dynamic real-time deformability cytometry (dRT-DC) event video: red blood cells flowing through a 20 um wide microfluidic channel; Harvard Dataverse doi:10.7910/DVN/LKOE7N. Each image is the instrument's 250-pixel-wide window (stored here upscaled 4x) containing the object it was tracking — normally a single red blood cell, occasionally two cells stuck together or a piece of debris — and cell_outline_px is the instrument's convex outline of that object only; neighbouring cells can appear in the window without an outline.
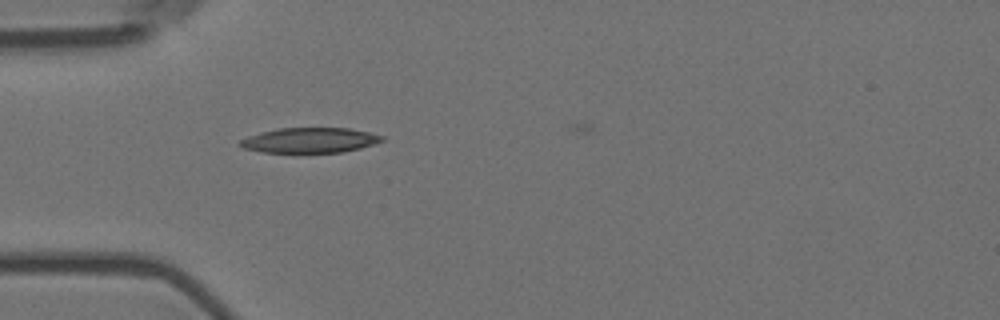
{"species": "Egyptian fruit bat (a non-hibernating species)", "species_latin": "Rousettus aegyptiacus", "temperature_condition": "room temperature", "stored_images_in_passage": 40, "camera_frame_rate_fps": 3000, "um_per_image_px": 0.085, "animal": {"sex": "female"}, "frame": {"image": 1, "passage_image": 1, "time_ms": 0.0, "image_size_px": [1000, 320], "cell_outline_px": [[384, 140], [376, 144], [344, 152], [264, 152], [244, 148], [236, 144], [240, 140], [248, 136], [280, 128], [348, 128], [368, 132], [384, 136]], "centroid_in_image_um": [26.36, 11.92], "position_along_channel_um": 58.6, "area_um2": 20.63}}
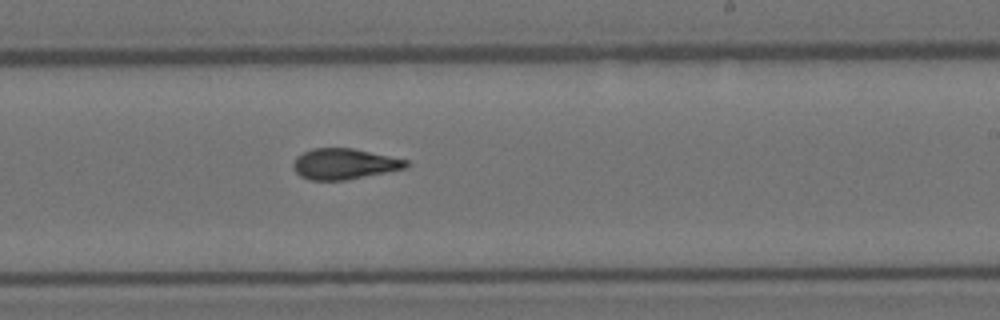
{"frame": {"image": 2, "passage_image": 18, "time_ms": 5.667, "image_size_px": [1000, 320], "cell_outline_px": [[412, 164], [404, 168], [344, 180], [308, 180], [300, 176], [292, 168], [292, 164], [296, 156], [312, 148], [352, 148], [408, 160]], "centroid_in_image_um": [29.21, 13.93], "position_along_channel_um": 259.8, "area_um2": 20.11}}
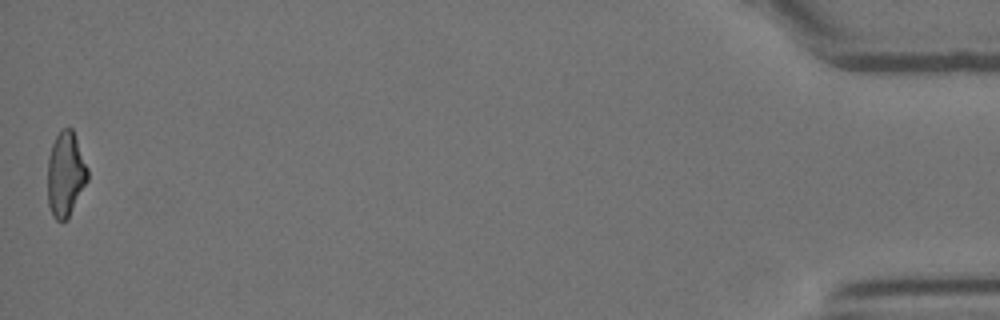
{"frame": {"image": 3, "passage_image": 40, "time_ms": 13.0, "image_size_px": [1000, 320], "cell_outline_px": [[88, 180], [68, 220], [56, 220], [52, 216], [48, 204], [48, 156], [52, 144], [60, 128], [72, 128], [88, 168]], "centroid_in_image_um": [5.57, 14.82], "position_along_channel_um": 429.6, "area_um2": 19.94}, "authors_computed_cell_mechanics": {"area_um2": 20.5479, "velocity_mm_per_s": 3.6186, "shape_relaxation_time_tau1_ms": 8.6669, "shape_relaxation_time_tau2_ms": 2.7602, "deformation_change_tau1": 0.2548, "deformation_change_tau2": 0.1119}}